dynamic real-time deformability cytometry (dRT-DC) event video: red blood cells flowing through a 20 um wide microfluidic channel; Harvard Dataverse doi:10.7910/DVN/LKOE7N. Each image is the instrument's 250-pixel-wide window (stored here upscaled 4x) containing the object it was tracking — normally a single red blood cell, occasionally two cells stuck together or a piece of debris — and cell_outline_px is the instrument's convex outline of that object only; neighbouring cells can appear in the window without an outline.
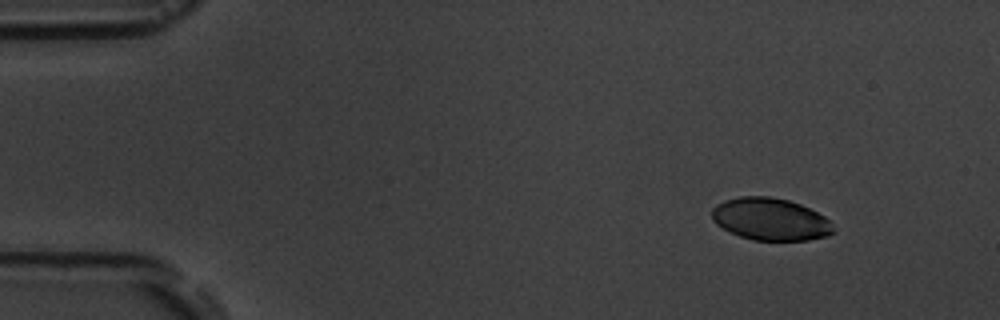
{"species": "common noctule bat (a hibernating species)", "species_latin": "Nyctalus noctula", "temperature_condition": "room temperature", "stored_images_in_passage": 5, "segment_of_instrument_passage": [1, 2], "camera_frame_rate_fps": 3000, "um_per_image_px": 0.085, "animal": {"sex": "male", "body_mass_g": 19.5, "forearm_length_mm": 54.6}, "frame": {"image": 1, "passage_image": 2, "time_ms": 1.0, "image_size_px": [1000, 320], "cell_outline_px": [[836, 232], [828, 236], [808, 240], [752, 240], [740, 236], [716, 224], [712, 220], [712, 208], [716, 204], [724, 200], [740, 196], [772, 196], [788, 200], [800, 204], [824, 216], [828, 220]], "centroid_in_image_um": [65.48, 18.63], "position_along_channel_um": 19.5, "area_um2": 29.94}}